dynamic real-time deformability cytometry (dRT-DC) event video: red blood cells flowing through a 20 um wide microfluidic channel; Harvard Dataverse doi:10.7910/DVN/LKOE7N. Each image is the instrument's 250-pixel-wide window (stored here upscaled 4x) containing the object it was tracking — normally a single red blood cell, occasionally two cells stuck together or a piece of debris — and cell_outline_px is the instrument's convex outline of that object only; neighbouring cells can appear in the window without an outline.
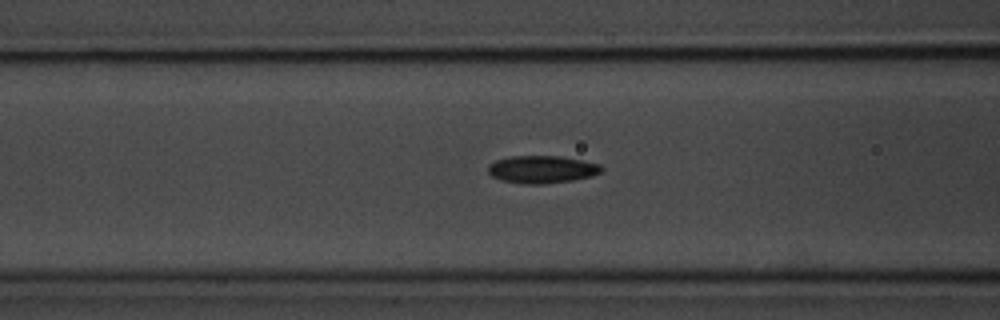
{"species": "common noctule bat (a hibernating species)", "species_latin": "Nyctalus noctula", "temperature_condition": "room temperature", "stored_images_in_passage": 42, "camera_frame_rate_fps": 3000, "um_per_image_px": 0.085, "animal": {"sex": "male", "body_mass_g": 20.1, "forearm_length_mm": 53.5}, "frame": {"image": 1, "passage_image": 16, "time_ms": 5.0, "image_size_px": [1000, 320], "cell_outline_px": [[604, 168], [600, 172], [592, 176], [572, 180], [544, 184], [524, 184], [500, 180], [492, 176], [488, 172], [488, 164], [496, 160], [508, 156], [560, 156], [584, 160], [600, 164]], "centroid_in_image_um": [46.06, 14.39], "position_along_channel_um": 120.5, "area_um2": 18.38}}
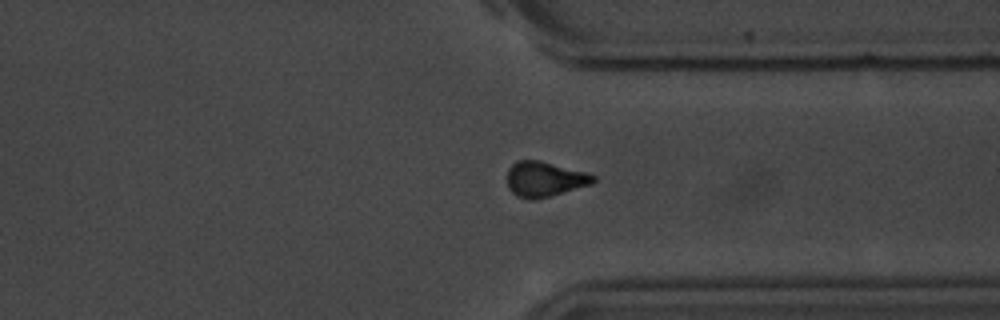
{"frame": {"image": 2, "passage_image": 36, "time_ms": 11.667, "image_size_px": [1000, 320], "cell_outline_px": [[596, 180], [592, 184], [548, 196], [532, 200], [528, 200], [516, 196], [508, 188], [508, 168], [516, 160], [540, 160], [588, 172], [596, 176]], "centroid_in_image_um": [46.29, 15.21], "position_along_channel_um": 365.1, "area_um2": 17.74}}
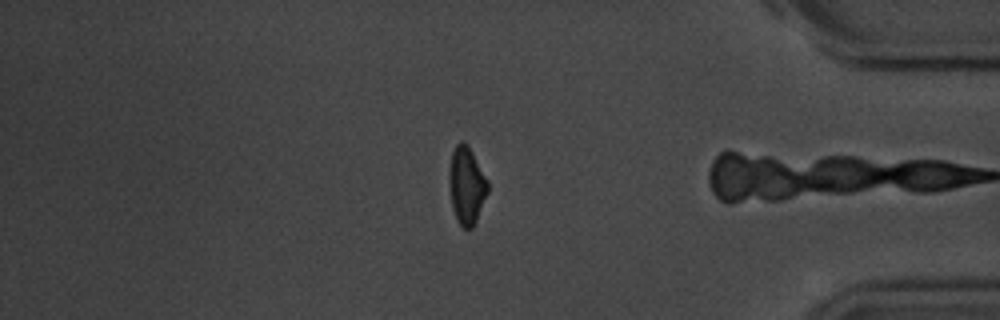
{"frame": {"image": 3, "passage_image": 41, "time_ms": 13.333, "image_size_px": [1000, 320], "cell_outline_px": [[488, 192], [476, 220], [472, 228], [464, 228], [460, 224], [452, 208], [448, 172], [452, 152], [456, 144], [460, 140], [464, 140], [468, 144], [488, 180]], "centroid_in_image_um": [39.66, 15.7], "position_along_channel_um": 395.5, "area_um2": 17.4}, "authors_computed_cell_mechanics": {"area_um2": 17.5423, "velocity_mm_per_s": 3.6804, "shape_relaxation_time_tau1_ms": 3.0272, "shape_relaxation_time_tau2_ms": 3.7906, "deformation_change_tau1": 0.116, "deformation_change_tau2": 0.1106}}